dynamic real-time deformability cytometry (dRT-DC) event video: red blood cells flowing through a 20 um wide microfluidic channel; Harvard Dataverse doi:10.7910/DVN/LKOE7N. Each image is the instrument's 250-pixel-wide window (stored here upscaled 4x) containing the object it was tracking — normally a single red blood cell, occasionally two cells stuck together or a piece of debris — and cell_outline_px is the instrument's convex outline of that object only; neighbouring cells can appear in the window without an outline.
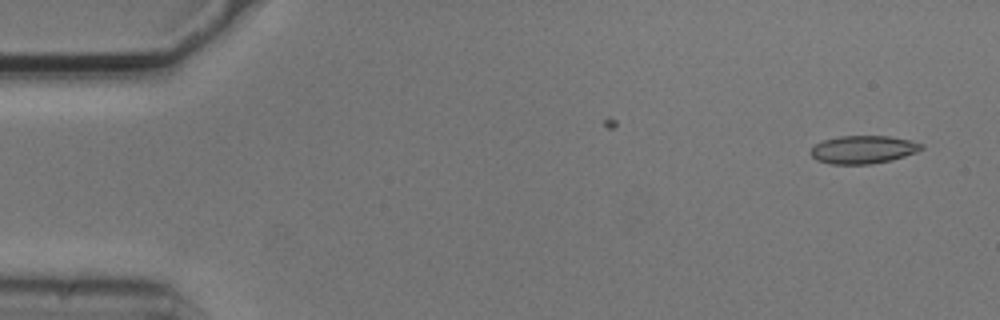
{"species": "common noctule bat (a hibernating species)", "species_latin": "Nyctalus noctula", "temperature_condition": "cold", "stored_images_in_passage": 2, "camera_frame_rate_fps": 3000, "um_per_image_px": 0.085, "animal": {"sex": "male", "body_mass_g": 20.5, "forearm_length_mm": 52.5}, "frame": {"image": 1, "passage_image": 2, "time_ms": 0.333, "image_size_px": [1000, 320], "cell_outline_px": [[924, 148], [916, 152], [892, 160], [872, 164], [832, 164], [816, 160], [808, 152], [816, 144], [824, 140], [840, 136], [888, 136], [912, 140], [924, 144]], "centroid_in_image_um": [73.39, 12.71], "position_along_channel_um": 11.6, "area_um2": 18.15}}